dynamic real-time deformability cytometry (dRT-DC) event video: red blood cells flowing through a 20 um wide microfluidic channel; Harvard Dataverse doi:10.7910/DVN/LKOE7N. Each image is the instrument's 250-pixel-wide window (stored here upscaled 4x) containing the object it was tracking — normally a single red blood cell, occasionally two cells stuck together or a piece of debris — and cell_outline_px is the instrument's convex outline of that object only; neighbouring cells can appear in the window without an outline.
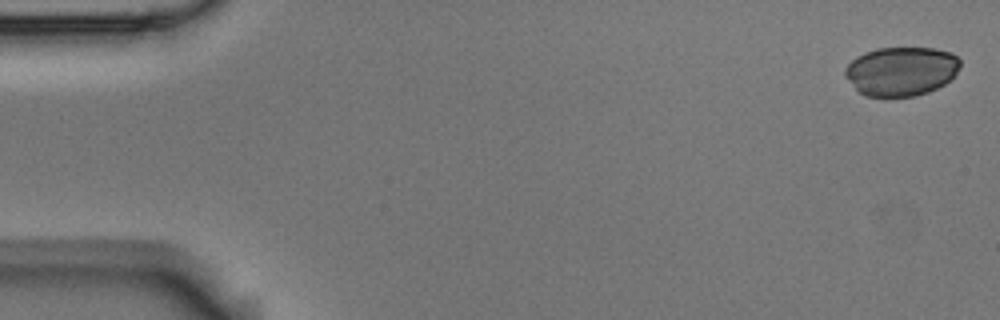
{"species": "Egyptian fruit bat (a non-hibernating species)", "species_latin": "Rousettus aegyptiacus", "temperature_condition": "room temperature", "stored_images_in_passage": 5, "camera_frame_rate_fps": 3000, "um_per_image_px": 0.085, "animal": {"sex": "male"}, "frame": {"image": 1, "passage_image": 1, "time_ms": 0.0, "image_size_px": [1000, 320], "cell_outline_px": [[960, 68], [944, 84], [928, 92], [916, 96], [884, 100], [864, 96], [844, 76], [844, 68], [856, 56], [864, 52], [876, 48], [936, 48], [952, 52], [960, 60]], "centroid_in_image_um": [76.56, 6.09], "position_along_channel_um": 8.4, "area_um2": 33.7}}